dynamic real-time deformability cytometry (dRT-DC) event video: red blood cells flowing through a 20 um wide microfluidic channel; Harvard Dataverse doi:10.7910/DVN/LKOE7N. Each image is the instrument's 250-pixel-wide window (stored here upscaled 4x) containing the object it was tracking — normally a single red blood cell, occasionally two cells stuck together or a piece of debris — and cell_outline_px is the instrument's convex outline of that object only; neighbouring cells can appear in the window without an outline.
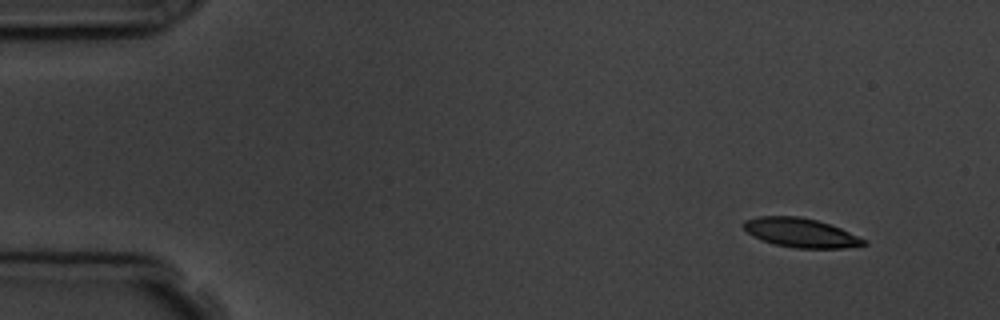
{"species": "common noctule bat (a hibernating species)", "species_latin": "Nyctalus noctula", "temperature_condition": "room temperature", "stored_images_in_passage": 4, "camera_frame_rate_fps": 3000, "um_per_image_px": 0.085, "animal": {"sex": "male", "body_mass_g": 19.5, "forearm_length_mm": 54.6}, "frame": {"image": 1, "passage_image": 1, "time_ms": 0.0, "image_size_px": [1000, 320], "cell_outline_px": [[868, 244], [844, 248], [796, 248], [776, 244], [752, 236], [744, 228], [744, 220], [760, 216], [800, 216], [816, 220], [840, 228], [868, 240]], "centroid_in_image_um": [68.1, 19.78], "position_along_channel_um": 16.9, "area_um2": 20.23}}